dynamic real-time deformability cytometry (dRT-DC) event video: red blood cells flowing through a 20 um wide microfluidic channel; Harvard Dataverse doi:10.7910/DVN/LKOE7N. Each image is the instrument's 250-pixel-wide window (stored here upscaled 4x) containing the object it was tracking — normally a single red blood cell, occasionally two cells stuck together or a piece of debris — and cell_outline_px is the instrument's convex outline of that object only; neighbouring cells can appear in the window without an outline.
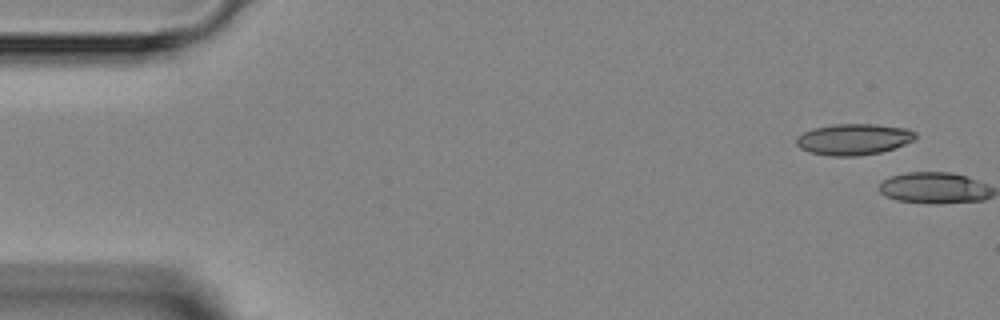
{"species": "Egyptian fruit bat (a non-hibernating species)", "species_latin": "Rousettus aegyptiacus", "temperature_condition": "room temperature", "stored_images_in_passage": 5, "camera_frame_rate_fps": 3000, "um_per_image_px": 0.085, "animal": {"sex": "female"}, "frame": {"image": 1, "passage_image": 1, "time_ms": 0.0, "image_size_px": [1000, 320], "cell_outline_px": [[916, 140], [880, 152], [856, 156], [832, 156], [812, 152], [800, 148], [796, 144], [796, 136], [812, 128], [832, 124], [876, 124], [908, 128], [916, 132]], "centroid_in_image_um": [72.57, 11.82], "position_along_channel_um": 12.4, "area_um2": 21.68}}
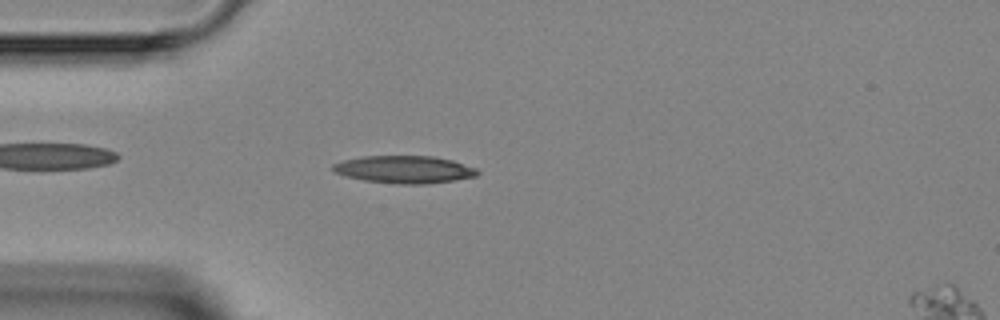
{"frame": {"image": 2, "passage_image": 5, "time_ms": 4.333, "image_size_px": [1000, 320], "cell_outline_px": [[480, 172], [476, 176], [452, 180], [424, 184], [396, 184], [364, 180], [332, 172], [332, 164], [344, 160], [364, 156], [432, 156], [452, 160], [476, 168]], "centroid_in_image_um": [34.35, 14.4], "position_along_channel_um": 50.6, "area_um2": 23.0}}